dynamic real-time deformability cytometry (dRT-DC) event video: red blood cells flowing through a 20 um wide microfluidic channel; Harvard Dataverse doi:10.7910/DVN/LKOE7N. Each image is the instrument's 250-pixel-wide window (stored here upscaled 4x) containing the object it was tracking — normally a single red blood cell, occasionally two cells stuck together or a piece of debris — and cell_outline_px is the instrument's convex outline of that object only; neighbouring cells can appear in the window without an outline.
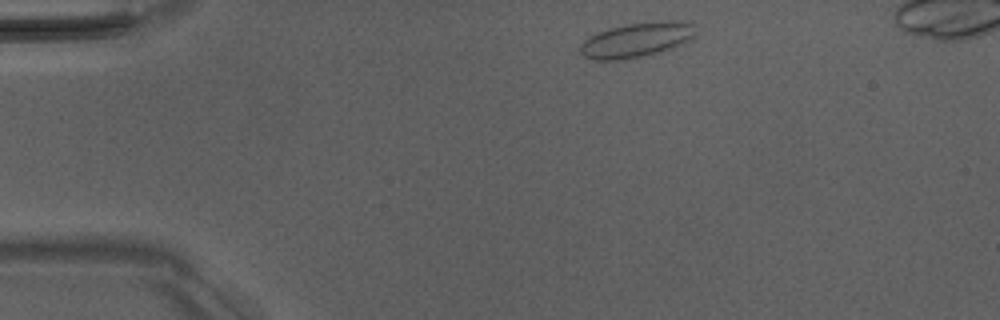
{"species": "Egyptian fruit bat (a non-hibernating species)", "species_latin": "Rousettus aegyptiacus", "temperature_condition": "room temperature", "stored_images_in_passage": 6, "camera_frame_rate_fps": 3000, "um_per_image_px": 0.085, "animal": {"sex": "male"}, "frame": {"image": 1, "passage_image": 1, "time_ms": 0.0, "image_size_px": [1000, 320], "cell_outline_px": [[696, 36], [692, 40], [672, 48], [640, 56], [620, 60], [596, 60], [584, 56], [580, 52], [580, 44], [588, 36], [612, 28], [628, 24], [668, 20], [676, 20], [696, 24]], "centroid_in_image_um": [54.17, 3.38], "position_along_channel_um": 30.8, "area_um2": 23.29}}
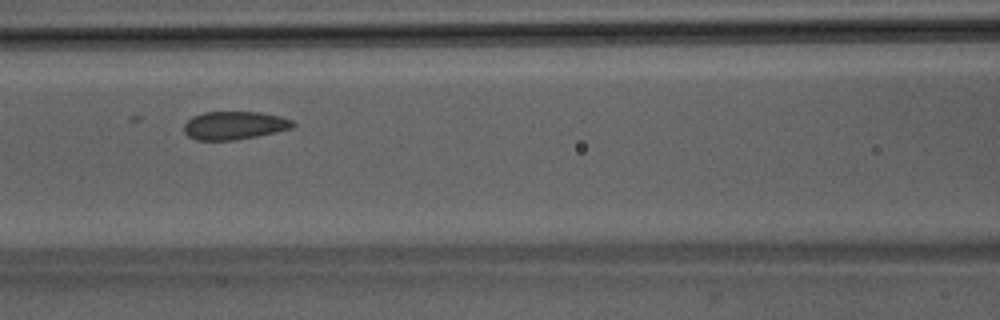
{"frame": {"image": 2, "passage_image": 5, "time_ms": 4.333, "image_size_px": [1000, 320], "cell_outline_px": [[296, 124], [292, 128], [276, 132], [236, 140], [196, 140], [188, 136], [184, 132], [184, 124], [192, 116], [204, 112], [260, 112], [280, 116], [292, 120]], "centroid_in_image_um": [19.92, 10.66], "position_along_channel_um": 146.7, "area_um2": 17.92}}